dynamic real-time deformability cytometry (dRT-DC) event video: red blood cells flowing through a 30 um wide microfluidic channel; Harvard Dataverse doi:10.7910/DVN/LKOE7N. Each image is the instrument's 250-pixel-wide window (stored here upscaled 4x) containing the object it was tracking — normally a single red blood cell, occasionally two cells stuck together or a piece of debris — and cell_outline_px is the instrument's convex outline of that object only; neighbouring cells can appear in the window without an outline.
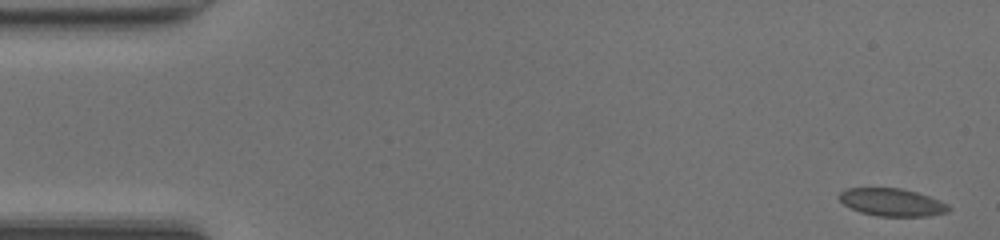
{"species": "common noctule bat (a hibernating species)", "species_latin": "Nyctalus noctula", "temperature_condition": "room temperature", "stored_images_in_passage": 47, "camera_frame_rate_fps": 3000, "um_per_image_px": 0.085, "animal": {"sex": "female", "body_mass_g": 20.0, "forearm_length_mm": 54.0}, "frame": {"image": 1, "passage_image": 1, "time_ms": 0.0, "image_size_px": [1000, 240], "cell_outline_px": [[952, 208], [948, 212], [928, 216], [880, 216], [860, 212], [844, 204], [836, 196], [840, 192], [848, 188], [900, 188], [916, 192], [940, 200], [948, 204]], "centroid_in_image_um": [75.83, 17.19], "position_along_channel_um": 9.2, "area_um2": 17.63}}
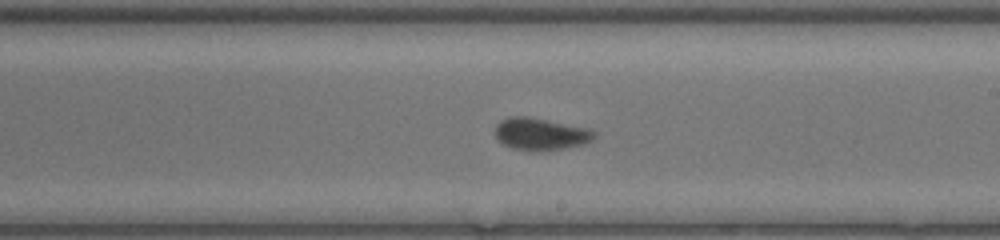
{"frame": {"image": 2, "passage_image": 27, "time_ms": 8.667, "image_size_px": [1000, 240], "cell_outline_px": [[596, 136], [592, 140], [584, 144], [536, 152], [512, 148], [496, 140], [496, 124], [500, 120], [508, 116], [528, 116], [588, 128], [596, 132]], "centroid_in_image_um": [45.92, 11.38], "position_along_channel_um": 243.1, "area_um2": 18.67}}
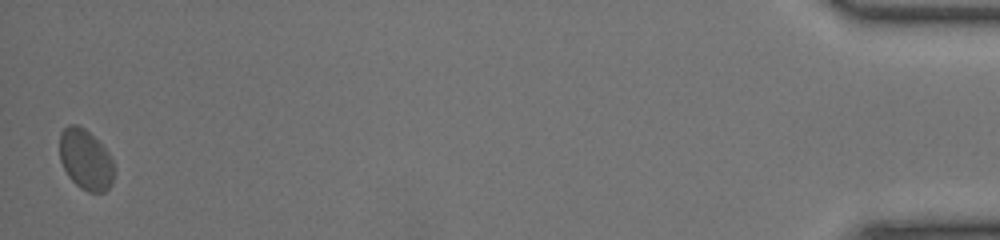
{"frame": {"image": 3, "passage_image": 47, "time_ms": 15.333, "image_size_px": [1000, 240], "cell_outline_px": [[112, 184], [104, 192], [88, 192], [80, 188], [68, 176], [60, 160], [60, 132], [68, 124], [76, 124], [84, 128], [108, 152], [112, 160]], "centroid_in_image_um": [7.24, 13.56], "position_along_channel_um": 428.0, "area_um2": 18.9}, "authors_computed_cell_mechanics": {"area_um2": 17.8024, "velocity_mm_per_s": 4.2632, "shape_relaxation_time_tau1_ms": null, "shape_relaxation_time_tau2_ms": 1.0657, "deformation_change_tau1": null, "deformation_change_tau2": 0.0583}}